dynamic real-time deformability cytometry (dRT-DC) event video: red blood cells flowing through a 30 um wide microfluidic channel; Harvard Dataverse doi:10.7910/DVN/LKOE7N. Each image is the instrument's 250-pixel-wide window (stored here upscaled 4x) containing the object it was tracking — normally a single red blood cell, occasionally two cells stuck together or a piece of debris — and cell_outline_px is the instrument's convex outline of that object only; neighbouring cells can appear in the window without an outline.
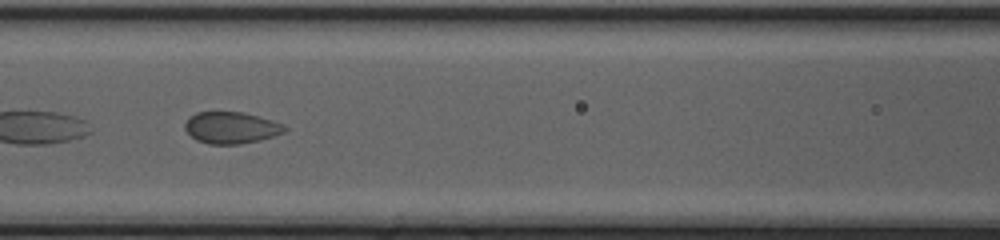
{"species": "common noctule bat (a hibernating species)", "species_latin": "Nyctalus noctula", "temperature_condition": "cold", "stored_images_in_passage": 35, "camera_frame_rate_fps": 3000, "um_per_image_px": 0.085, "animal": {"sex": "female", "body_mass_g": 20.0, "forearm_length_mm": 54.0}, "frame": {"image": 1, "passage_image": 9, "time_ms": 2.667, "image_size_px": [1000, 240], "cell_outline_px": [[288, 128], [284, 132], [260, 140], [240, 144], [208, 144], [196, 140], [184, 128], [184, 124], [188, 116], [196, 112], [244, 112], [272, 120], [284, 124]], "centroid_in_image_um": [19.63, 10.85], "position_along_channel_um": 147.0, "area_um2": 18.5}}
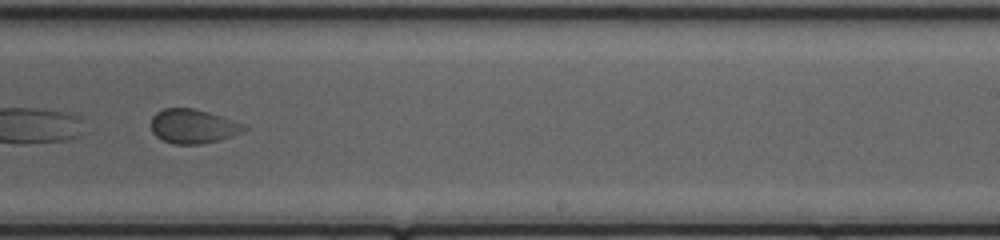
{"frame": {"image": 2, "passage_image": 18, "time_ms": 5.667, "image_size_px": [1000, 240], "cell_outline_px": [[248, 128], [244, 132], [220, 140], [200, 144], [172, 144], [156, 136], [152, 132], [152, 116], [156, 112], [164, 108], [192, 108], [208, 112], [244, 124]], "centroid_in_image_um": [16.42, 10.74], "position_along_channel_um": 272.6, "area_um2": 18.5}}
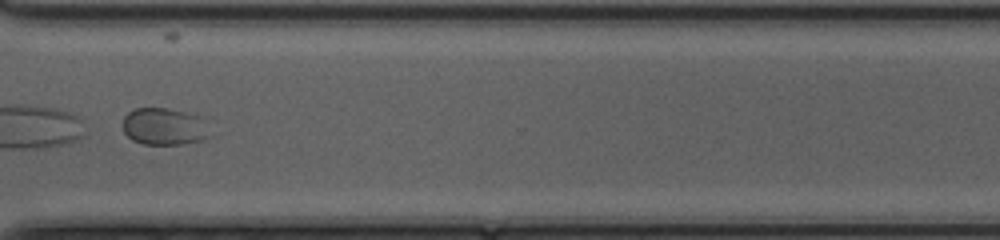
{"frame": {"image": 3, "passage_image": 24, "time_ms": 7.667, "image_size_px": [1000, 240], "cell_outline_px": [[212, 136], [204, 140], [180, 144], [144, 144], [132, 140], [124, 132], [124, 116], [128, 112], [136, 108], [168, 108], [204, 116]], "centroid_in_image_um": [14.04, 10.75], "position_along_channel_um": 356.6, "area_um2": 19.19}}